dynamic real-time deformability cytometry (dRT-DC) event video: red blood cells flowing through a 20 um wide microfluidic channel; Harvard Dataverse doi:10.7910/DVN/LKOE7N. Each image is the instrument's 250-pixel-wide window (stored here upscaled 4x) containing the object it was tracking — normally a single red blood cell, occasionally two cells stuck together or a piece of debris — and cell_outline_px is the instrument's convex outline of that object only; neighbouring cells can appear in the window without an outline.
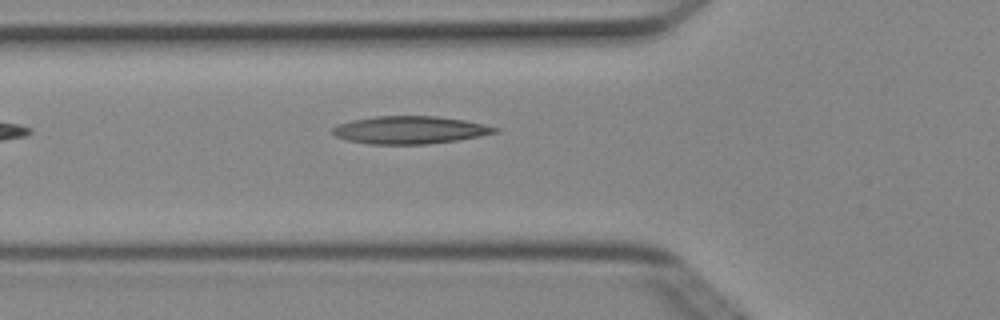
{"species": "Egyptian fruit bat (a non-hibernating species)", "species_latin": "Rousettus aegyptiacus", "temperature_condition": "cold", "stored_images_in_passage": 4, "camera_frame_rate_fps": 3000, "um_per_image_px": 0.085, "animal": {"sex": "female"}, "frame": {"image": 1, "passage_image": 4, "time_ms": 1.0, "image_size_px": [1000, 320], "cell_outline_px": [[500, 128], [496, 132], [480, 136], [456, 140], [428, 144], [368, 144], [348, 140], [336, 136], [332, 132], [332, 128], [340, 124], [352, 120], [376, 116], [436, 116], [464, 120]], "centroid_in_image_um": [34.83, 11.05], "position_along_channel_um": 91.0, "area_um2": 25.95}}